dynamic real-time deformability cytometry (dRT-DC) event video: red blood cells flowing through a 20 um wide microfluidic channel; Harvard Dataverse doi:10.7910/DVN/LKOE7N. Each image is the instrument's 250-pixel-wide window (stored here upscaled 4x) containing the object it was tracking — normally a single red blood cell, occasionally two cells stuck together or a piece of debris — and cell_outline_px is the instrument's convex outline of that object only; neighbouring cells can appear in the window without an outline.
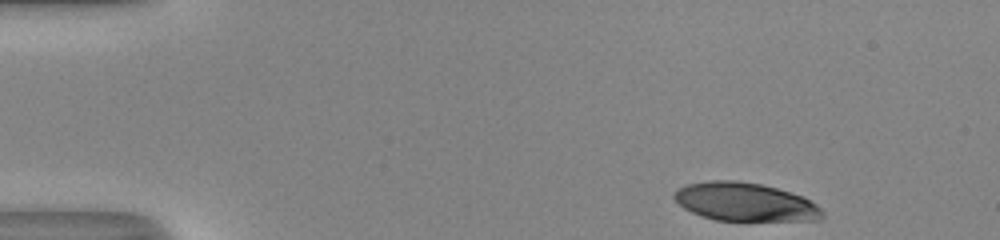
{"species": "human", "species_latin": "Homo sapiens", "temperature_condition": "room temperature", "stored_images_in_passage": 46, "camera_frame_rate_fps": 3000, "um_per_image_px": 0.085, "donor": {"sex": "male"}, "frame": {"image": 1, "passage_image": 1, "time_ms": 0.0, "image_size_px": [1000, 240], "cell_outline_px": [[824, 216], [820, 220], [716, 220], [700, 216], [684, 208], [672, 196], [672, 192], [676, 188], [688, 184], [708, 180], [736, 180], [760, 184], [776, 188], [804, 196], [816, 204], [824, 212]], "centroid_in_image_um": [63.31, 17.15], "position_along_channel_um": 21.7, "area_um2": 33.23}}
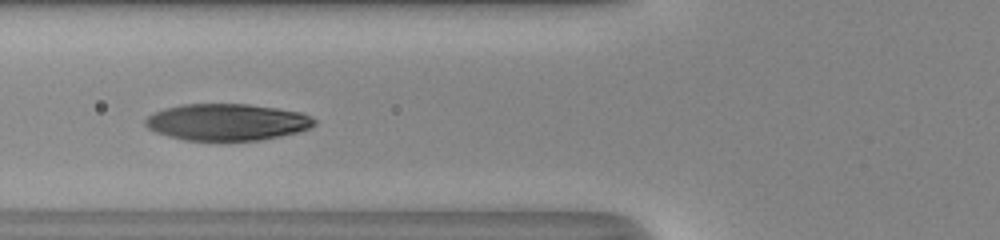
{"frame": {"image": 2, "passage_image": 15, "time_ms": 4.667, "image_size_px": [1000, 240], "cell_outline_px": [[316, 124], [308, 128], [296, 132], [280, 136], [260, 140], [184, 140], [168, 136], [156, 132], [148, 128], [144, 124], [144, 120], [152, 112], [164, 108], [180, 104], [248, 104], [276, 108], [300, 112], [316, 120]], "centroid_in_image_um": [19.24, 10.37], "position_along_channel_um": 106.6, "area_um2": 36.07}}
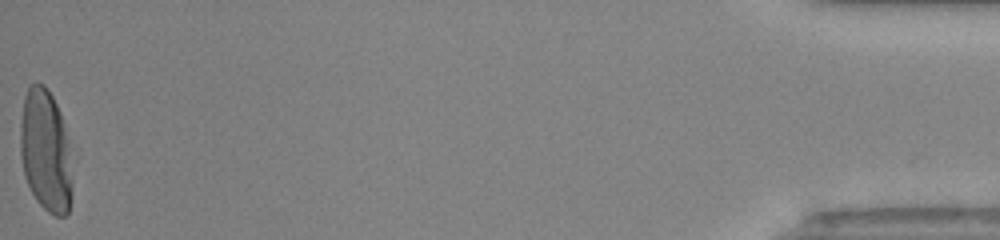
{"frame": {"image": 3, "passage_image": 46, "time_ms": 15.0, "image_size_px": [1000, 240], "cell_outline_px": [[72, 200], [68, 212], [64, 216], [56, 216], [48, 212], [36, 200], [24, 176], [20, 156], [20, 124], [24, 96], [28, 88], [36, 80], [44, 84], [52, 96], [60, 112], [68, 140], [72, 180]], "centroid_in_image_um": [3.87, 12.83], "position_along_channel_um": 431.3, "area_um2": 37.4}, "authors_computed_cell_mechanics": {"area_um2": 36.1828, "velocity_mm_per_s": 4.0856, "shape_relaxation_time_tau1_ms": 3.6318, "shape_relaxation_time_tau2_ms": null, "deformation_change_tau1": 0.2125, "deformation_change_tau2": null}}